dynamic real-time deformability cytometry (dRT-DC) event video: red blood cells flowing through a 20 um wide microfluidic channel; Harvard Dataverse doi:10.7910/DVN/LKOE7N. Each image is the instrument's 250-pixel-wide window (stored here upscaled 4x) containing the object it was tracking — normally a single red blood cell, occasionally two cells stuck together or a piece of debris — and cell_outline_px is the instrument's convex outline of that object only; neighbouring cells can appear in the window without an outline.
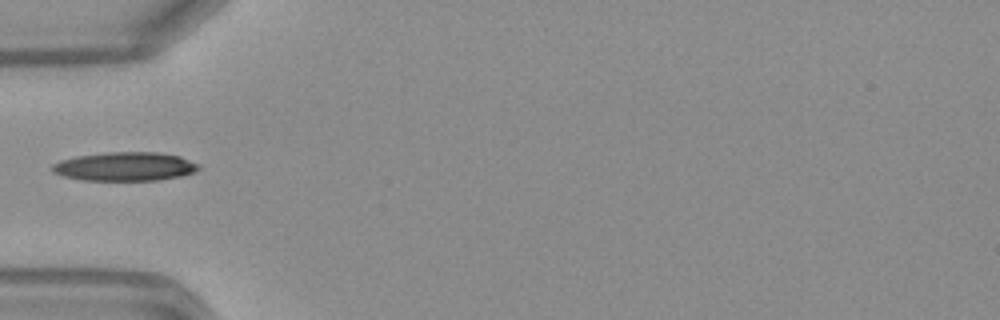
{"species": "Egyptian fruit bat (a non-hibernating species)", "species_latin": "Rousettus aegyptiacus", "temperature_condition": "warm", "stored_images_in_passage": 33, "camera_frame_rate_fps": 3000, "um_per_image_px": 0.085, "frame": {"image": 1, "passage_image": 1, "time_ms": 0.0, "image_size_px": [1000, 320], "cell_outline_px": [[200, 168], [196, 172], [180, 176], [156, 180], [84, 180], [64, 176], [52, 172], [52, 164], [60, 160], [76, 156], [108, 152], [156, 152], [180, 156], [200, 164]], "centroid_in_image_um": [10.64, 14.15], "position_along_channel_um": 74.4, "area_um2": 24.57}}
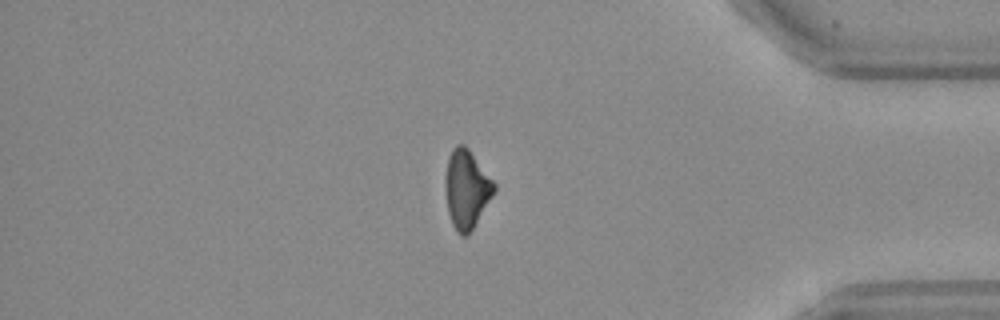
{"frame": {"image": 2, "passage_image": 26, "time_ms": 8.333, "image_size_px": [1000, 320], "cell_outline_px": [[496, 192], [472, 228], [464, 236], [460, 236], [456, 232], [452, 224], [448, 212], [444, 188], [444, 180], [448, 156], [452, 148], [456, 144], [464, 144], [468, 148], [496, 184]], "centroid_in_image_um": [39.64, 16.05], "position_along_channel_um": 395.6, "area_um2": 22.48}}
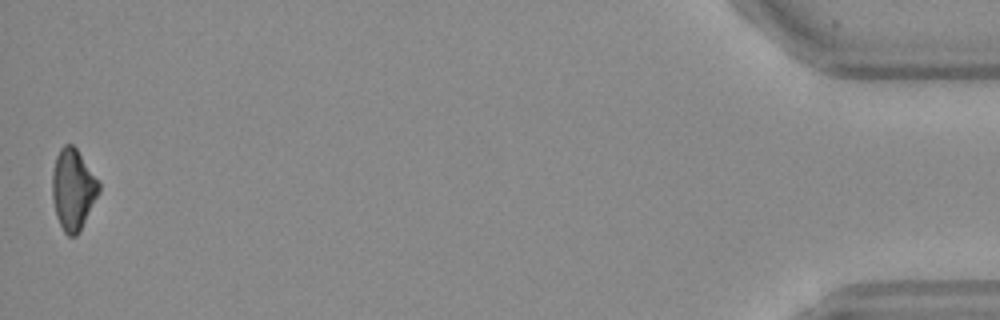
{"frame": {"image": 3, "passage_image": 33, "time_ms": 10.667, "image_size_px": [1000, 320], "cell_outline_px": [[100, 192], [76, 236], [68, 236], [64, 232], [56, 216], [52, 200], [52, 172], [56, 156], [60, 148], [64, 144], [72, 144], [76, 148], [100, 184]], "centroid_in_image_um": [6.18, 16.09], "position_along_channel_um": 429.0, "area_um2": 21.79}}